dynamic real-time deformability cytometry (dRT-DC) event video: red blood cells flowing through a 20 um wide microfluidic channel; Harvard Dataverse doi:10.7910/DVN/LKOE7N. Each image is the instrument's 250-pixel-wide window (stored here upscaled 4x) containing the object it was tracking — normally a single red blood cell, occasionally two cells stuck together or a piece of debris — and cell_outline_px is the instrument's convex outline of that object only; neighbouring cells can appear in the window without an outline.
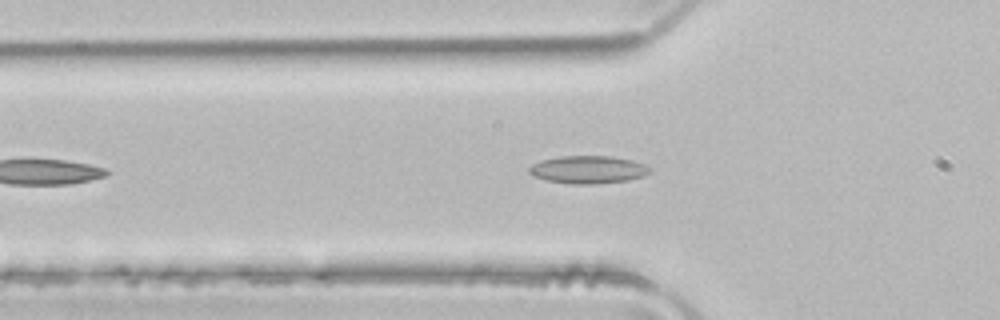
{"species": "common noctule bat (a hibernating species)", "species_latin": "Nyctalus noctula", "temperature_condition": "room temperature", "stored_images_in_passage": 36, "camera_frame_rate_fps": 3000, "um_per_image_px": 0.085, "animal": {"sex": "male", "body_mass_g": 21.5, "forearm_length_mm": 52.0}, "frame": {"image": 1, "passage_image": 8, "time_ms": 2.333, "image_size_px": [1000, 320], "cell_outline_px": [[652, 168], [644, 176], [628, 180], [596, 184], [572, 184], [548, 180], [532, 176], [528, 172], [528, 168], [532, 164], [540, 160], [560, 156], [612, 156], [632, 160], [644, 164]], "centroid_in_image_um": [49.97, 14.41], "position_along_channel_um": 75.8, "area_um2": 19.59}}
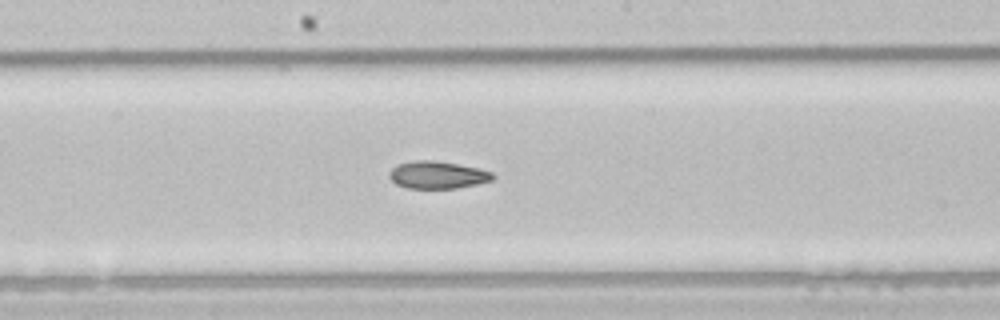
{"frame": {"image": 2, "passage_image": 18, "time_ms": 5.667, "image_size_px": [1000, 320], "cell_outline_px": [[496, 176], [492, 180], [476, 184], [456, 188], [408, 188], [396, 184], [388, 176], [388, 172], [392, 168], [400, 164], [416, 160], [432, 160], [456, 164], [476, 168], [492, 172]], "centroid_in_image_um": [37.17, 14.87], "position_along_channel_um": 211.0, "area_um2": 16.3}}
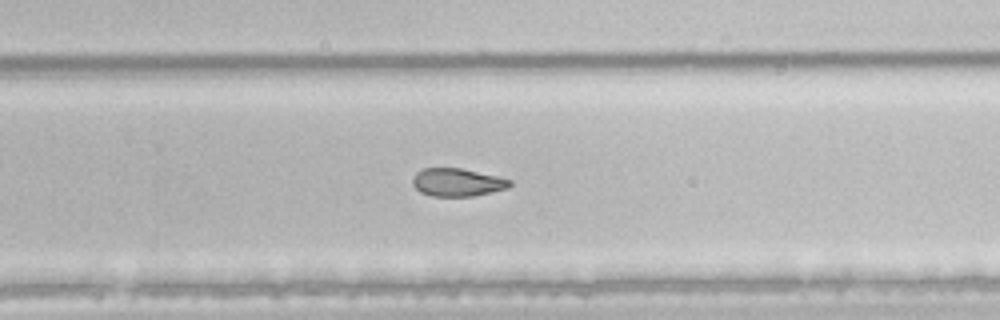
{"frame": {"image": 3, "passage_image": 24, "time_ms": 7.667, "image_size_px": [1000, 320], "cell_outline_px": [[512, 184], [508, 188], [492, 192], [472, 196], [432, 196], [420, 192], [412, 184], [412, 176], [416, 172], [424, 168], [460, 168], [500, 176], [512, 180]], "centroid_in_image_um": [38.88, 15.49], "position_along_channel_um": 290.9, "area_um2": 16.01}, "authors_computed_cell_mechanics": {"area_um2": 17.051, "velocity_mm_per_s": 4.0268, "shape_relaxation_time_tau1_ms": null, "shape_relaxation_time_tau2_ms": 4.7314, "deformation_change_tau1": null, "deformation_change_tau2": 0.1113}}